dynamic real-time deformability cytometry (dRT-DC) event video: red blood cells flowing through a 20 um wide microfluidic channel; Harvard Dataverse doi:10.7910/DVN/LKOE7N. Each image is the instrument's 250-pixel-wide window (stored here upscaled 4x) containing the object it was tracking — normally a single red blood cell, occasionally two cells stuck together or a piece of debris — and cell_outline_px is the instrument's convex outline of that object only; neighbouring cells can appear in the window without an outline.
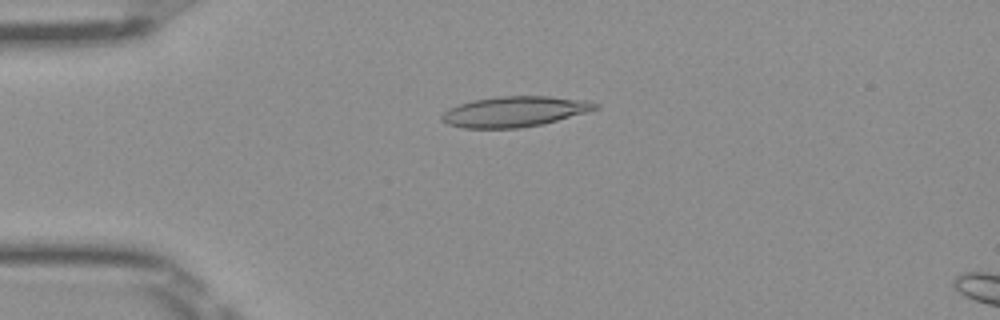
{"species": "Egyptian fruit bat (a non-hibernating species)", "species_latin": "Rousettus aegyptiacus", "temperature_condition": "room temperature", "stored_images_in_passage": 16, "camera_frame_rate_fps": 3000, "um_per_image_px": 0.085, "frame": {"image": 1, "passage_image": 12, "time_ms": 3.667, "image_size_px": [1000, 320], "cell_outline_px": [[600, 108], [556, 120], [540, 124], [520, 128], [464, 128], [448, 124], [440, 120], [440, 116], [448, 108], [472, 100], [500, 96], [548, 96], [588, 100], [600, 104]], "centroid_in_image_um": [43.72, 9.47], "position_along_channel_um": 41.3, "area_um2": 27.17}}